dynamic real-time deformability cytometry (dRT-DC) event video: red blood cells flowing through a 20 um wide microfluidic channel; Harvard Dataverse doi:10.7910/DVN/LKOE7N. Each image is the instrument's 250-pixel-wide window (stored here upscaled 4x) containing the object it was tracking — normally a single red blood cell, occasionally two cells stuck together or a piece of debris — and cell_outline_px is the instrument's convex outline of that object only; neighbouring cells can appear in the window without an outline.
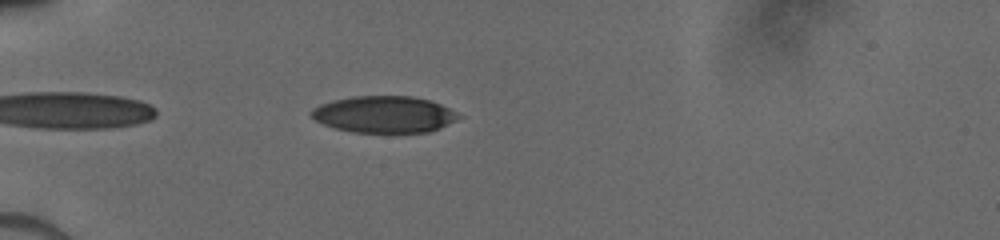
{"species": "human", "species_latin": "Homo sapiens", "temperature_condition": "cold", "stored_images_in_passage": 36, "camera_frame_rate_fps": 3000, "um_per_image_px": 0.085, "donor": {"sex": "male"}, "frame": {"image": 1, "passage_image": 3, "time_ms": 0.667, "image_size_px": [1000, 240], "cell_outline_px": [[464, 116], [440, 128], [428, 132], [352, 132], [336, 128], [324, 124], [316, 120], [308, 112], [312, 108], [320, 104], [352, 96], [412, 96], [428, 100], [440, 104]], "centroid_in_image_um": [32.66, 9.72], "position_along_channel_um": 52.3, "area_um2": 31.33}}
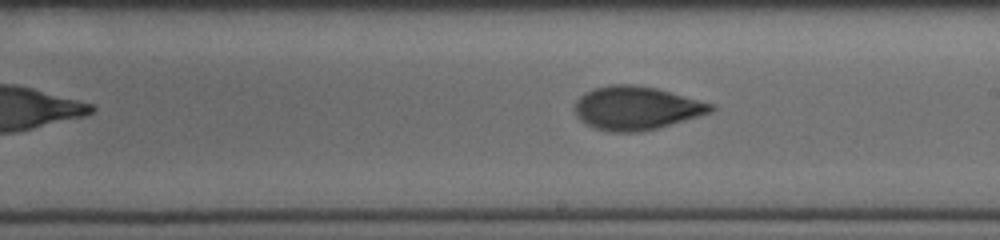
{"frame": {"image": 2, "passage_image": 17, "time_ms": 5.667, "image_size_px": [1000, 240], "cell_outline_px": [[716, 108], [712, 112], [656, 128], [640, 132], [608, 132], [584, 124], [576, 116], [576, 100], [584, 92], [596, 88], [612, 84], [632, 84], [656, 88], [712, 104]], "centroid_in_image_um": [54.04, 9.19], "position_along_channel_um": 235.0, "area_um2": 34.16}}
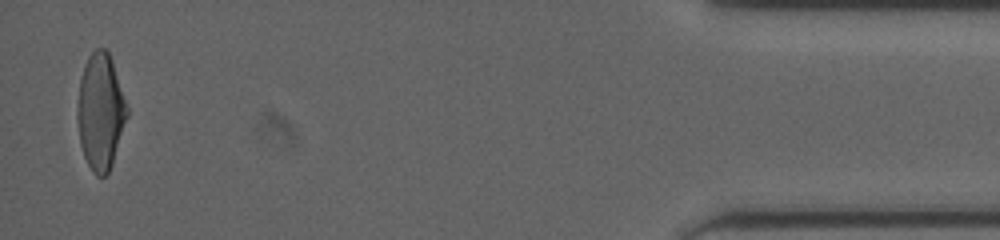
{"frame": {"image": 3, "passage_image": 35, "time_ms": 12.0, "image_size_px": [1000, 240], "cell_outline_px": [[128, 116], [112, 164], [108, 172], [104, 176], [96, 176], [92, 172], [84, 156], [80, 144], [76, 116], [76, 112], [80, 80], [88, 56], [96, 48], [104, 48], [108, 52], [112, 60], [128, 108]], "centroid_in_image_um": [8.54, 9.51], "position_along_channel_um": 426.7, "area_um2": 33.58}}